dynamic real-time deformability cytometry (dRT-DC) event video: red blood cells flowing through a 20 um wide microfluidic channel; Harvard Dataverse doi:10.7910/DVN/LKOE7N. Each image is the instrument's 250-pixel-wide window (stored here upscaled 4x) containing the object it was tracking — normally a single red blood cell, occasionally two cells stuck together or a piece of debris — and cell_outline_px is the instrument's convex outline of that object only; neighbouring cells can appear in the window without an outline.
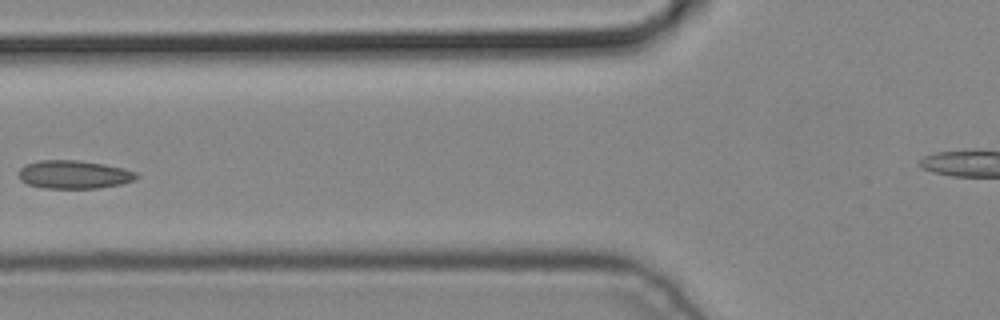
{"species": "common noctule bat (a hibernating species)", "species_latin": "Nyctalus noctula", "temperature_condition": "cold", "stored_images_in_passage": 3, "segment_of_instrument_passage": [1, 2], "camera_frame_rate_fps": 3000, "um_per_image_px": 0.085, "animal": {"sex": "male", "body_mass_g": 19.2, "forearm_length_mm": 51.8}, "frame": {"image": 1, "passage_image": 2, "time_ms": 0.333, "image_size_px": [1000, 320], "cell_outline_px": [[140, 176], [136, 180], [120, 184], [96, 188], [44, 188], [28, 184], [20, 180], [20, 168], [24, 164], [40, 160], [80, 160], [104, 164], [136, 172]], "centroid_in_image_um": [6.28, 14.83], "position_along_channel_um": 119.5, "area_um2": 19.36}}